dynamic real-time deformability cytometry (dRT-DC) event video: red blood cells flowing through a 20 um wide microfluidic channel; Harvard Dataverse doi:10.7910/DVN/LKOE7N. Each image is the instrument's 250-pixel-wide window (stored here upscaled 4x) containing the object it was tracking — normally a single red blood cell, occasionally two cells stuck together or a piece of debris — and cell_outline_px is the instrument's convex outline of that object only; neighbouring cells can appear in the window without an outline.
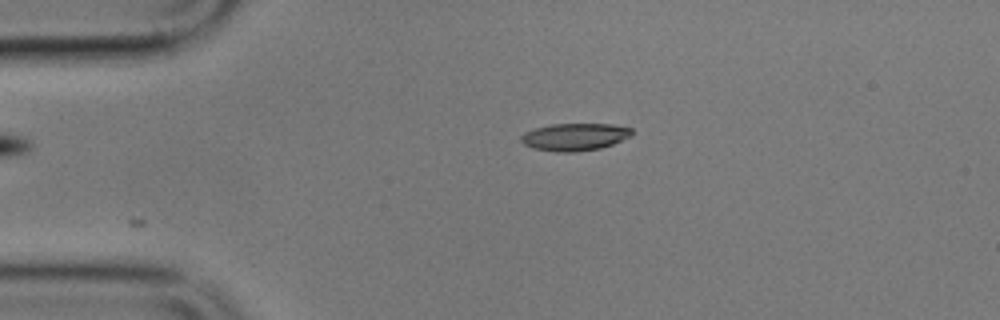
{"species": "common noctule bat (a hibernating species)", "species_latin": "Nyctalus noctula", "temperature_condition": "cold", "stored_images_in_passage": 3, "camera_frame_rate_fps": 3000, "um_per_image_px": 0.085, "animal": {"sex": "male", "body_mass_g": 17.9}, "frame": {"image": 1, "passage_image": 3, "time_ms": 2.333, "image_size_px": [1000, 320], "cell_outline_px": [[632, 136], [612, 144], [600, 148], [576, 152], [556, 152], [532, 148], [524, 144], [520, 140], [520, 136], [524, 132], [536, 128], [552, 124], [612, 124], [632, 128]], "centroid_in_image_um": [48.84, 11.64], "position_along_channel_um": 36.2, "area_um2": 17.74}}